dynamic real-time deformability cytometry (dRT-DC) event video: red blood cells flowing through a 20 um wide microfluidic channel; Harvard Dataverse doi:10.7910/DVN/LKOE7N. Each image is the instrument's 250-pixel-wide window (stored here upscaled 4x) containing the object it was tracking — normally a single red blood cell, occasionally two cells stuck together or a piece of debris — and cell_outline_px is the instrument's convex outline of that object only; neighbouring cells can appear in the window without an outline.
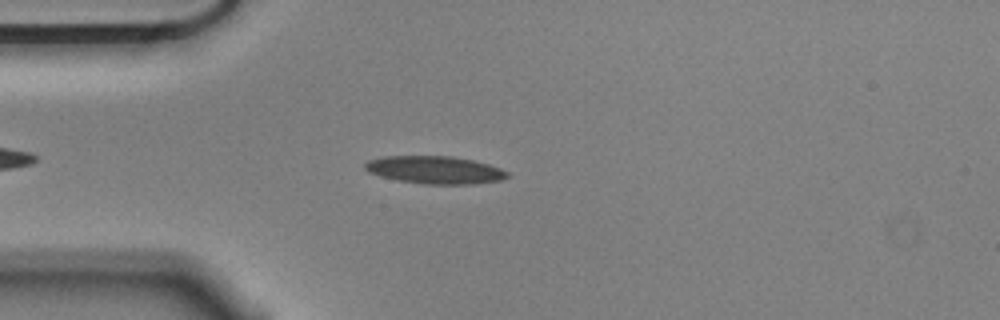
{"species": "Egyptian fruit bat (a non-hibernating species)", "species_latin": "Rousettus aegyptiacus", "temperature_condition": "cold", "stored_images_in_passage": 51, "camera_frame_rate_fps": 3000, "um_per_image_px": 0.085, "animal": {"sex": "male"}, "frame": {"image": 1, "passage_image": 9, "time_ms": 2.667, "image_size_px": [1000, 320], "cell_outline_px": [[508, 176], [500, 180], [472, 184], [424, 184], [396, 180], [380, 176], [368, 172], [364, 168], [364, 164], [368, 160], [384, 156], [452, 156], [472, 160], [488, 164], [500, 168], [508, 172]], "centroid_in_image_um": [36.93, 14.44], "position_along_channel_um": 48.1, "area_um2": 22.95}}
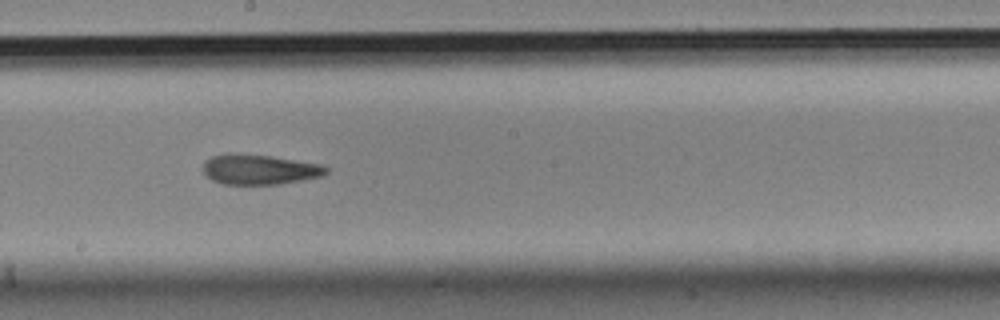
{"frame": {"image": 2, "passage_image": 25, "time_ms": 8.0, "image_size_px": [1000, 320], "cell_outline_px": [[328, 172], [320, 176], [280, 184], [220, 184], [212, 180], [204, 172], [204, 164], [212, 156], [224, 152], [232, 152], [268, 156], [320, 164], [328, 168]], "centroid_in_image_um": [22.01, 14.4], "position_along_channel_um": 226.2, "area_um2": 21.39}}
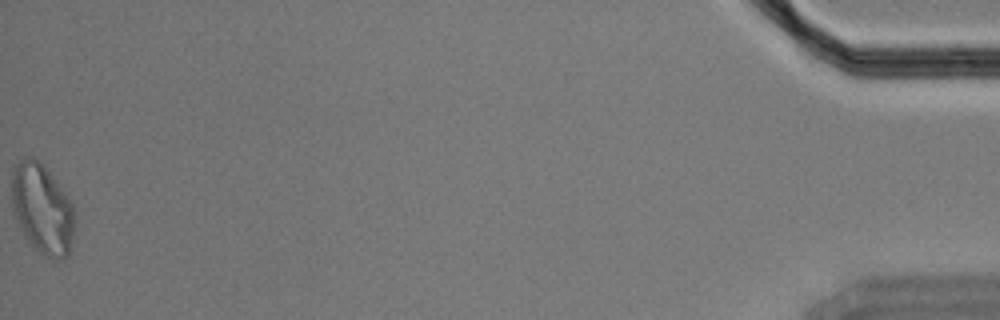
{"frame": {"image": 3, "passage_image": 51, "time_ms": 16.667, "image_size_px": [1000, 320], "cell_outline_px": [[76, 212], [72, 236], [68, 256], [60, 260], [56, 260], [44, 256], [32, 244], [24, 232], [12, 208], [12, 164], [24, 156], [32, 156], [48, 172], [72, 204]], "centroid_in_image_um": [3.58, 17.74], "position_along_channel_um": 431.6, "area_um2": 32.43}, "authors_computed_cell_mechanics": {"area_um2": 22.1952, "velocity_mm_per_s": 3.5395, "shape_relaxation_time_tau1_ms": null, "shape_relaxation_time_tau2_ms": 2.5208, "deformation_change_tau1": null, "deformation_change_tau2": 0.1121}}